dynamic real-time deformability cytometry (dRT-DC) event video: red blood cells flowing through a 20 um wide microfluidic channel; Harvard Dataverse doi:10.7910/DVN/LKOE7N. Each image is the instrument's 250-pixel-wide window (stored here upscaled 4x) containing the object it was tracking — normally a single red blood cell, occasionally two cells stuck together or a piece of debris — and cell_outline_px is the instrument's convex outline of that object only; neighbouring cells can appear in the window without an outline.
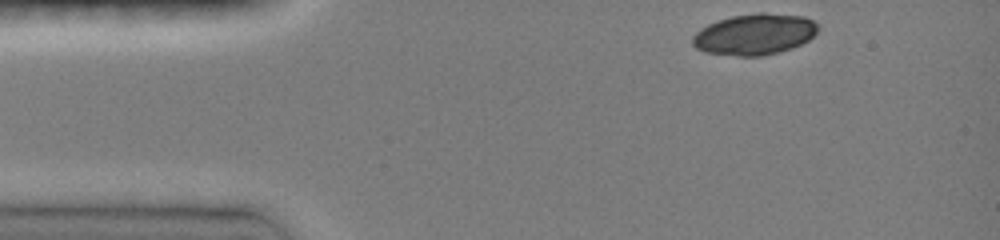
{"species": "common noctule bat (a hibernating species)", "species_latin": "Nyctalus noctula", "temperature_condition": "room temperature", "stored_images_in_passage": 57, "camera_frame_rate_fps": 3000, "um_per_image_px": 0.085, "animal": {"sex": "female", "body_mass_g": 19.0, "forearm_length_mm": 51.5}, "frame": {"image": 1, "passage_image": 1, "time_ms": 0.0, "image_size_px": [1000, 240], "cell_outline_px": [[820, 28], [808, 40], [792, 48], [780, 52], [760, 56], [736, 56], [704, 52], [696, 48], [692, 44], [692, 36], [700, 28], [708, 24], [732, 16], [760, 12], [764, 12], [804, 16], [812, 20]], "centroid_in_image_um": [64.12, 2.92], "position_along_channel_um": 20.9, "area_um2": 30.11}}